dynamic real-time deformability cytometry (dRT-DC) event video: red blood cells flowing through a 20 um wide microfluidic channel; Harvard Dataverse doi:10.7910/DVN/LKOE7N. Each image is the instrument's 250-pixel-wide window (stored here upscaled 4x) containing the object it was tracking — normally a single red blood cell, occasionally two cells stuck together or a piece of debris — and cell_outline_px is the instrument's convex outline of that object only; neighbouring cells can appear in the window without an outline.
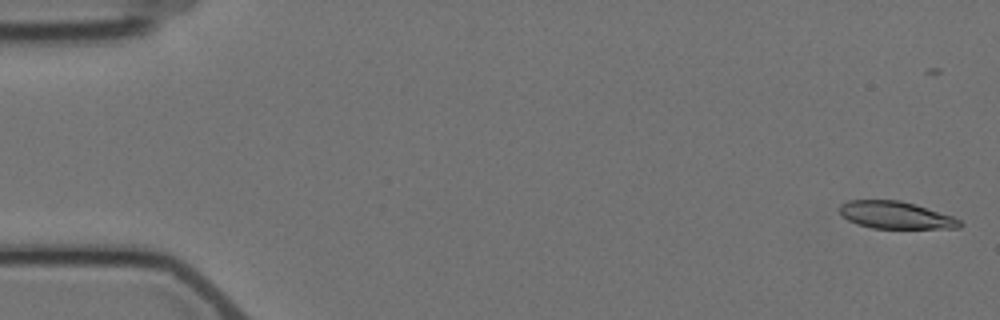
{"species": "Egyptian fruit bat (a non-hibernating species)", "species_latin": "Rousettus aegyptiacus", "temperature_condition": "cold", "stored_images_in_passage": 8, "camera_frame_rate_fps": 3000, "um_per_image_px": 0.085, "animal": {"sex": "female"}, "frame": {"image": 1, "passage_image": 1, "time_ms": 0.0, "image_size_px": [1000, 320], "cell_outline_px": [[964, 224], [960, 228], [872, 228], [856, 224], [848, 220], [840, 212], [840, 204], [848, 200], [900, 200], [916, 204], [952, 216], [960, 220]], "centroid_in_image_um": [76.14, 18.28], "position_along_channel_um": 8.9, "area_um2": 19.13}}
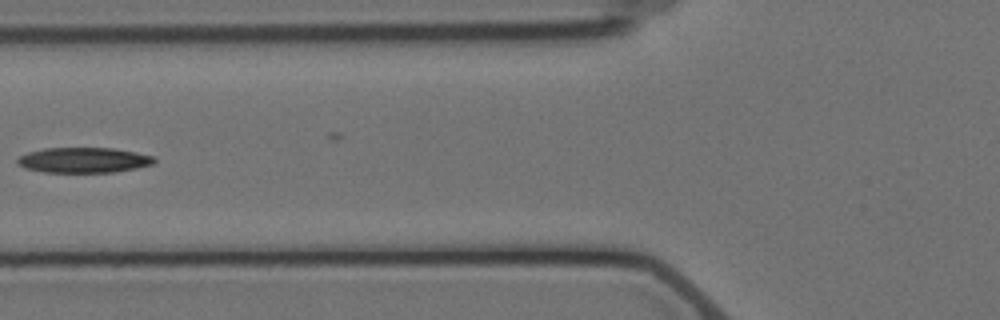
{"frame": {"image": 2, "passage_image": 6, "time_ms": 7.0, "image_size_px": [1000, 320], "cell_outline_px": [[156, 160], [152, 164], [136, 168], [112, 172], [44, 172], [24, 168], [16, 164], [16, 160], [20, 156], [28, 152], [44, 148], [112, 148], [136, 152], [156, 156]], "centroid_in_image_um": [7.1, 13.6], "position_along_channel_um": 118.7, "area_um2": 20.23}}
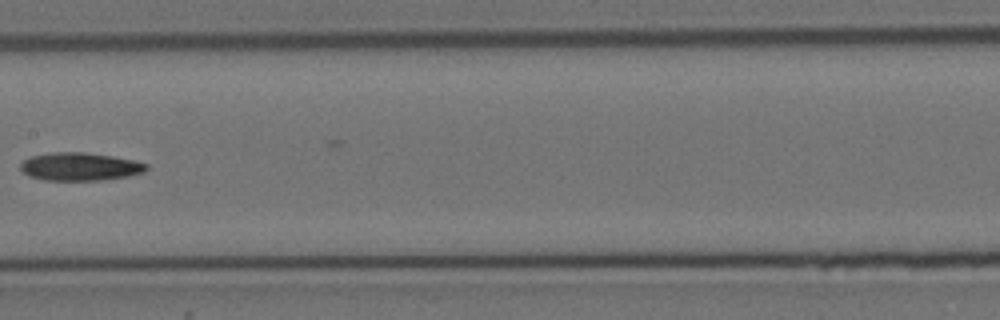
{"frame": {"image": 3, "passage_image": 8, "time_ms": 9.333, "image_size_px": [1000, 320], "cell_outline_px": [[148, 168], [144, 172], [128, 176], [104, 180], [44, 180], [28, 176], [20, 168], [20, 164], [24, 160], [32, 156], [52, 152], [84, 152], [112, 156], [132, 160], [148, 164]], "centroid_in_image_um": [6.79, 14.16], "position_along_channel_um": 200.6, "area_um2": 20.52}}